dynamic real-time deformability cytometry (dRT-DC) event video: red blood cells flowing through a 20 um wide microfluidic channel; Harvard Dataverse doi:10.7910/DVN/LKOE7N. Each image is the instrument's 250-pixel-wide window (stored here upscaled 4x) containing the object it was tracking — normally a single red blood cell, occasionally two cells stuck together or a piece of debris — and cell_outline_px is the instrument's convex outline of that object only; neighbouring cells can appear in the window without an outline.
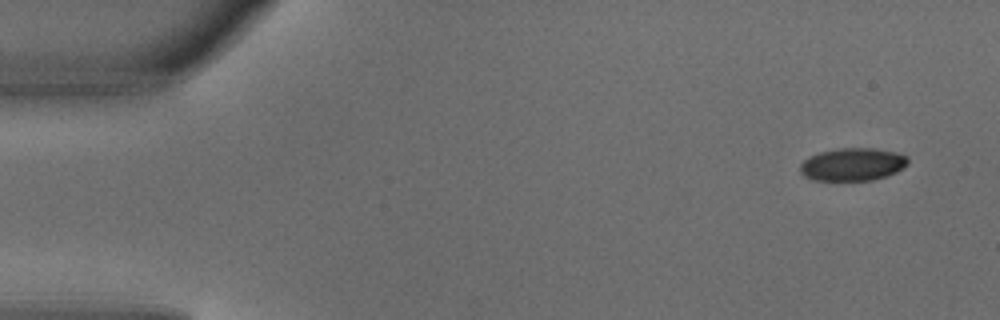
{"species": "common noctule bat (a hibernating species)", "species_latin": "Nyctalus noctula", "temperature_condition": "warm", "stored_images_in_passage": 4, "camera_frame_rate_fps": 3000, "um_per_image_px": 0.085, "animal": {"sex": "male", "body_mass_g": 18.8}, "frame": {"image": 1, "passage_image": 1, "time_ms": 0.0, "image_size_px": [1000, 320], "cell_outline_px": [[908, 164], [904, 168], [888, 176], [872, 180], [812, 180], [804, 176], [800, 172], [800, 164], [804, 160], [820, 152], [840, 148], [872, 148], [892, 152], [908, 156]], "centroid_in_image_um": [72.48, 13.98], "position_along_channel_um": 12.5, "area_um2": 20.52}}